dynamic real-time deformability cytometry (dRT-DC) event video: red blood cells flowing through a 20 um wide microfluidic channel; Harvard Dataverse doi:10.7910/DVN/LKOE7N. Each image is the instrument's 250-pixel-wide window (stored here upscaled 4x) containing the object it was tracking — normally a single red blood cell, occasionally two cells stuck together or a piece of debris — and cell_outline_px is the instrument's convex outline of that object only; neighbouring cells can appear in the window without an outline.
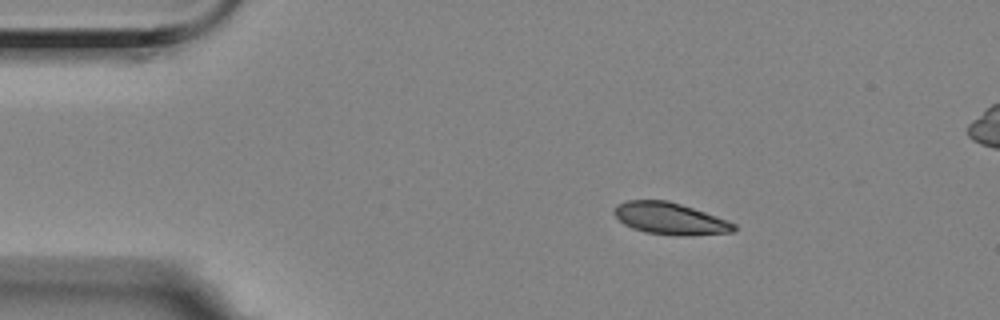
{"species": "Egyptian fruit bat (a non-hibernating species)", "species_latin": "Rousettus aegyptiacus", "temperature_condition": "room temperature", "stored_images_in_passage": 49, "camera_frame_rate_fps": 3000, "um_per_image_px": 0.085, "animal": {"sex": "female"}, "frame": {"image": 1, "passage_image": 1, "time_ms": 0.0, "image_size_px": [1000, 320], "cell_outline_px": [[736, 232], [644, 232], [632, 228], [624, 224], [612, 212], [616, 204], [628, 200], [668, 200], [728, 220], [736, 224]], "centroid_in_image_um": [56.86, 18.5], "position_along_channel_um": 28.1, "area_um2": 20.92}}
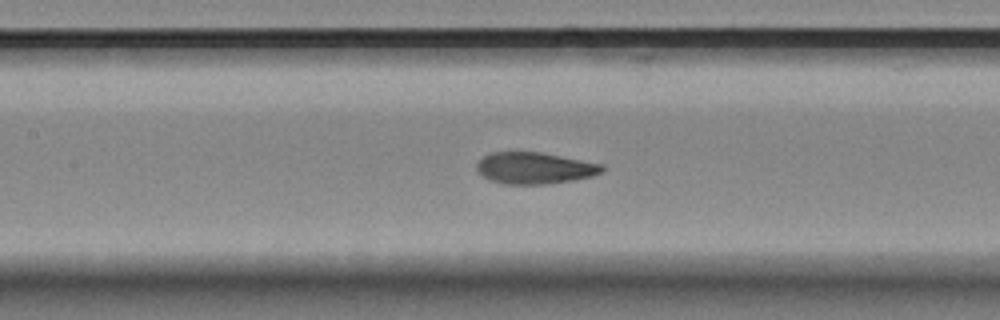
{"frame": {"image": 2, "passage_image": 17, "time_ms": 5.333, "image_size_px": [1000, 320], "cell_outline_px": [[604, 172], [592, 176], [572, 180], [544, 184], [504, 184], [488, 180], [476, 168], [476, 164], [484, 156], [492, 152], [540, 152], [604, 164]], "centroid_in_image_um": [45.46, 14.29], "position_along_channel_um": 161.9, "area_um2": 23.0}}
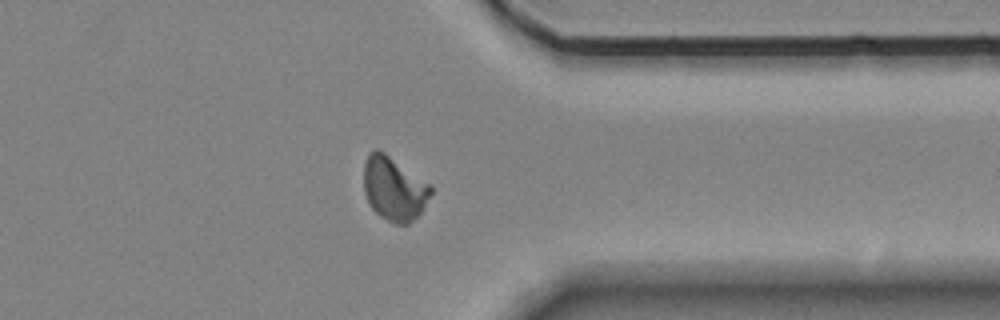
{"frame": {"image": 3, "passage_image": 36, "time_ms": 11.667, "image_size_px": [1000, 320], "cell_outline_px": [[432, 192], [424, 208], [408, 224], [396, 224], [380, 216], [368, 204], [364, 192], [364, 164], [368, 152], [372, 148], [376, 148], [384, 152], [432, 184]], "centroid_in_image_um": [33.49, 16.0], "position_along_channel_um": 377.9, "area_um2": 25.2}, "authors_computed_cell_mechanics": {"area_um2": 23.5246, "velocity_mm_per_s": 3.5147, "shape_relaxation_time_tau1_ms": 9.2892, "shape_relaxation_time_tau2_ms": 0.7481, "deformation_change_tau1": 0.2229, "deformation_change_tau2": 0.0496}}